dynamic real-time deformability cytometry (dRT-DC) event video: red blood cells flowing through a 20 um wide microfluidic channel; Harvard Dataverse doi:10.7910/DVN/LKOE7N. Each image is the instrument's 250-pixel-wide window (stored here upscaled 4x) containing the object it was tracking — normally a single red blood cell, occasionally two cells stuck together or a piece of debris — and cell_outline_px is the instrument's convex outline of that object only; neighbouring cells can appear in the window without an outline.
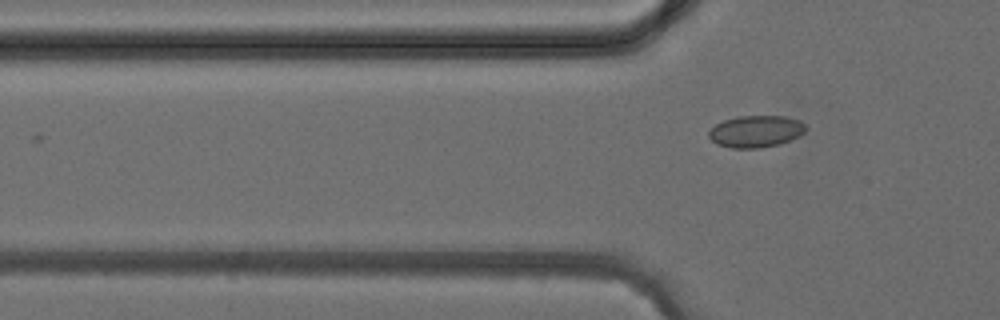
{"species": "common noctule bat (a hibernating species)", "species_latin": "Nyctalus noctula", "temperature_condition": "cold", "stored_images_in_passage": 3, "camera_frame_rate_fps": 3000, "um_per_image_px": 0.085, "animal": {"sex": "female", "body_mass_g": 24.6, "forearm_length_mm": 56.2}, "frame": {"image": 1, "passage_image": 3, "time_ms": 2.333, "image_size_px": [1000, 320], "cell_outline_px": [[808, 128], [800, 136], [780, 144], [760, 148], [732, 148], [716, 144], [708, 136], [708, 132], [716, 124], [724, 120], [740, 116], [784, 116], [800, 120]], "centroid_in_image_um": [64.27, 11.17], "position_along_channel_um": 61.5, "area_um2": 18.09}}